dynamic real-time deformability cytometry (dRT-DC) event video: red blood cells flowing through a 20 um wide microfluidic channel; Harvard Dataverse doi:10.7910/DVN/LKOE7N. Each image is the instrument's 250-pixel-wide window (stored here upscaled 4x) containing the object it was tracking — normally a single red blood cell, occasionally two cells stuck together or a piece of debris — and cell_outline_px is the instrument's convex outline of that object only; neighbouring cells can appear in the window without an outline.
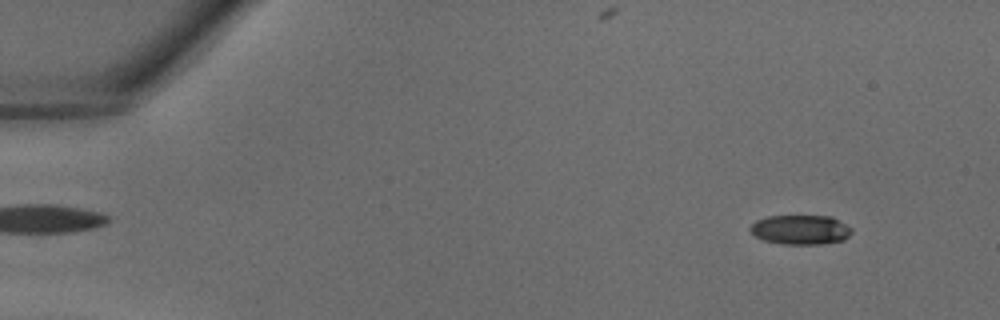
{"species": "common noctule bat (a hibernating species)", "species_latin": "Nyctalus noctula", "temperature_condition": "warm", "stored_images_in_passage": 39, "camera_frame_rate_fps": 3000, "um_per_image_px": 0.085, "animal": {"sex": "male", "body_mass_g": 18.8}, "frame": {"image": 1, "passage_image": 4, "time_ms": 1.0, "image_size_px": [1000, 320], "cell_outline_px": [[852, 232], [844, 240], [820, 244], [780, 244], [764, 240], [756, 236], [748, 228], [756, 220], [768, 216], [832, 216], [852, 228]], "centroid_in_image_um": [68.05, 19.52], "position_along_channel_um": 17.0, "area_um2": 17.46}}
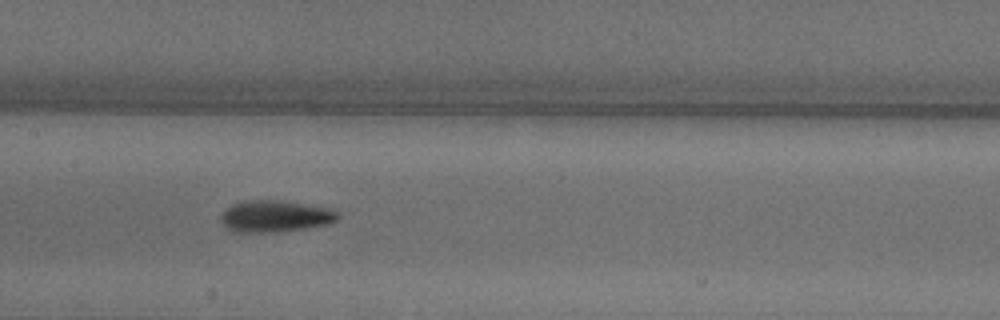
{"frame": {"image": 2, "passage_image": 20, "time_ms": 6.333, "image_size_px": [1000, 320], "cell_outline_px": [[340, 216], [336, 220], [328, 224], [304, 228], [276, 232], [232, 232], [220, 220], [220, 216], [224, 208], [232, 204], [244, 200], [280, 200], [332, 208]], "centroid_in_image_um": [23.35, 18.37], "position_along_channel_um": 184.0, "area_um2": 21.73}}
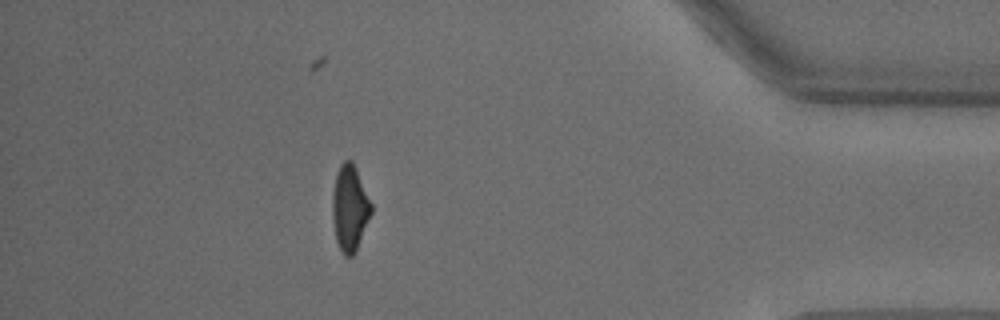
{"frame": {"image": 3, "passage_image": 35, "time_ms": 11.333, "image_size_px": [1000, 320], "cell_outline_px": [[372, 212], [356, 252], [352, 256], [344, 256], [336, 240], [332, 220], [332, 192], [336, 172], [340, 164], [344, 160], [352, 160], [356, 168], [372, 204]], "centroid_in_image_um": [29.72, 17.68], "position_along_channel_um": 405.5, "area_um2": 19.65}}